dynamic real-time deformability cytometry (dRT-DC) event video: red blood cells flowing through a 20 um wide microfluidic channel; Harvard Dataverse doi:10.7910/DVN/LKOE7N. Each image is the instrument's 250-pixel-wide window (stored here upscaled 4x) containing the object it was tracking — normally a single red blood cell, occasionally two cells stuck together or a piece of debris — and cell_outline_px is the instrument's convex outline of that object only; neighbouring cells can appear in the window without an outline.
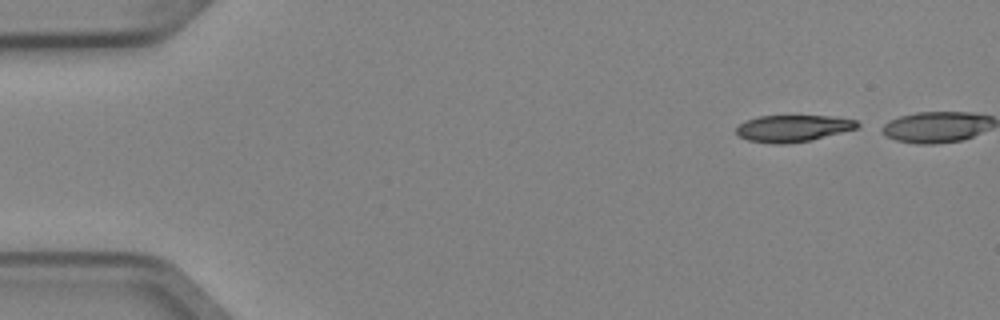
{"species": "Egyptian fruit bat (a non-hibernating species)", "species_latin": "Rousettus aegyptiacus", "temperature_condition": "cold", "stored_images_in_passage": 4, "camera_frame_rate_fps": 3000, "um_per_image_px": 0.085, "animal": {"sex": "female"}, "frame": {"image": 1, "passage_image": 1, "time_ms": 0.0, "image_size_px": [1000, 320], "cell_outline_px": [[860, 124], [856, 128], [812, 140], [784, 144], [772, 144], [748, 140], [740, 136], [736, 132], [736, 128], [740, 124], [748, 120], [760, 116], [832, 116], [856, 120]], "centroid_in_image_um": [67.4, 10.91], "position_along_channel_um": 17.6, "area_um2": 18.67}}